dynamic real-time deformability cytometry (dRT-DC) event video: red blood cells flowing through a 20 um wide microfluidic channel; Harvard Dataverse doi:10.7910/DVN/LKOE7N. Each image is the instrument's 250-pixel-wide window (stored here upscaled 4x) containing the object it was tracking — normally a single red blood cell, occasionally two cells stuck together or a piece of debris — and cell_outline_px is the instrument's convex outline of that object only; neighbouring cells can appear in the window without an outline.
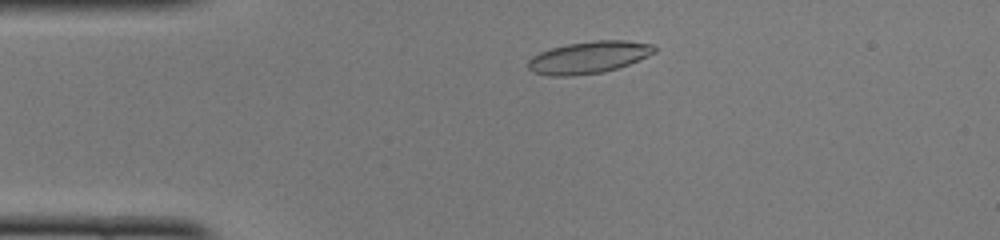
{"species": "common noctule bat (a hibernating species)", "species_latin": "Nyctalus noctula", "temperature_condition": "cold", "stored_images_in_passage": 44, "camera_frame_rate_fps": 3000, "um_per_image_px": 0.085, "animal": {"sex": "female", "body_mass_g": 22.0, "forearm_length_mm": 56.7}, "frame": {"image": 1, "passage_image": 6, "time_ms": 1.667, "image_size_px": [1000, 240], "cell_outline_px": [[656, 52], [648, 56], [628, 64], [604, 72], [572, 76], [548, 76], [532, 72], [528, 68], [528, 60], [532, 56], [540, 52], [552, 48], [568, 44], [596, 40], [624, 40], [652, 44], [656, 48]], "centroid_in_image_um": [50.02, 4.88], "position_along_channel_um": 35.0, "area_um2": 23.58}}
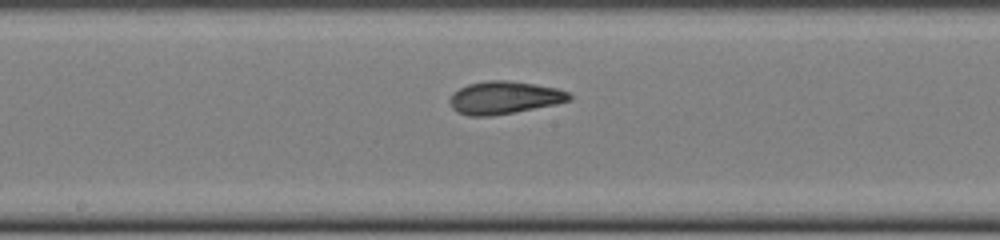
{"frame": {"image": 2, "passage_image": 21, "time_ms": 6.667, "image_size_px": [1000, 240], "cell_outline_px": [[572, 100], [556, 104], [492, 116], [468, 116], [456, 112], [452, 108], [448, 100], [452, 92], [468, 84], [484, 80], [508, 80], [536, 84], [556, 88], [568, 92], [572, 96]], "centroid_in_image_um": [42.83, 8.29], "position_along_channel_um": 205.4, "area_um2": 23.0}}
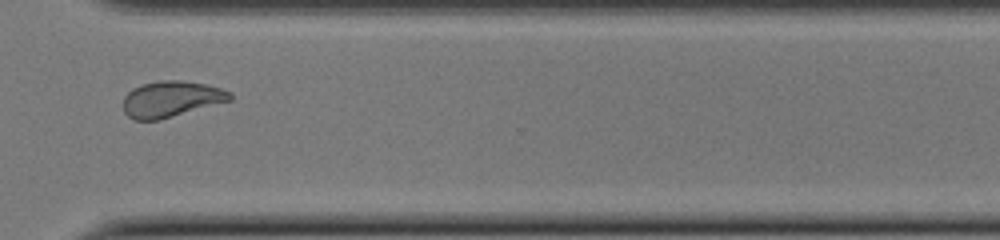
{"frame": {"image": 3, "passage_image": 32, "time_ms": 10.333, "image_size_px": [1000, 240], "cell_outline_px": [[232, 100], [160, 120], [132, 120], [124, 112], [124, 96], [132, 88], [144, 84], [160, 80], [180, 80], [208, 84], [232, 92]], "centroid_in_image_um": [14.56, 8.42], "position_along_channel_um": 356.0, "area_um2": 22.54}, "authors_computed_cell_mechanics": {"area_um2": 22.8599, "velocity_mm_per_s": 4.0977, "shape_relaxation_time_tau1_ms": 10.1611, "shape_relaxation_time_tau2_ms": 1.9198, "deformation_change_tau1": 0.2818, "deformation_change_tau2": 0.0733}}